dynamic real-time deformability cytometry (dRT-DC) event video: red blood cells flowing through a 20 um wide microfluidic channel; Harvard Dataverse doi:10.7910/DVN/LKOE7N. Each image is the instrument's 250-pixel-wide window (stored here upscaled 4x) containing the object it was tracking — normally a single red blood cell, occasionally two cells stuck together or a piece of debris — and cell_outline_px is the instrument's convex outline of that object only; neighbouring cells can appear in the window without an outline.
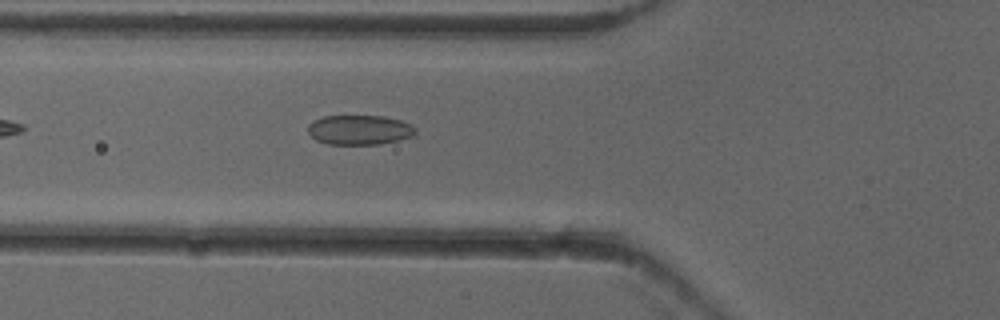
{"species": "common noctule bat (a hibernating species)", "species_latin": "Nyctalus noctula", "temperature_condition": "cold", "stored_images_in_passage": 35, "camera_frame_rate_fps": 3000, "um_per_image_px": 0.085, "animal": {"sex": "female"}, "frame": {"image": 1, "passage_image": 4, "time_ms": 1.0, "image_size_px": [1000, 320], "cell_outline_px": [[416, 132], [412, 136], [400, 140], [380, 144], [328, 144], [316, 140], [308, 132], [308, 124], [312, 120], [324, 116], [384, 116], [400, 120], [412, 124], [416, 128]], "centroid_in_image_um": [30.56, 11.03], "position_along_channel_um": 95.2, "area_um2": 18.73}}
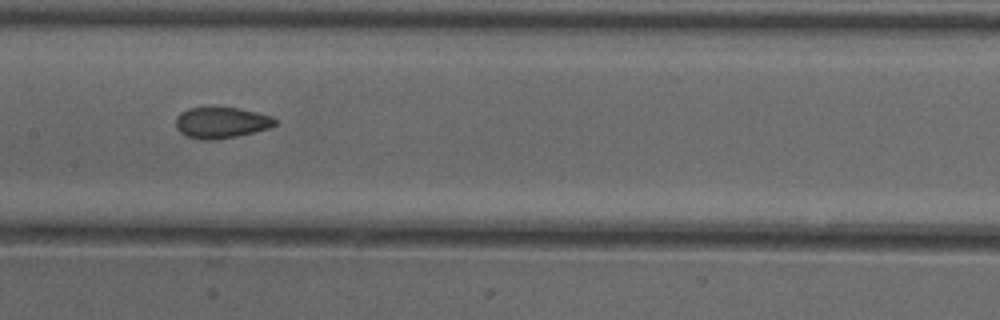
{"frame": {"image": 2, "passage_image": 11, "time_ms": 3.333, "image_size_px": [1000, 320], "cell_outline_px": [[276, 124], [268, 128], [236, 136], [212, 140], [200, 140], [188, 136], [180, 132], [176, 128], [176, 116], [180, 112], [188, 108], [240, 108], [272, 116], [276, 120]], "centroid_in_image_um": [18.78, 10.42], "position_along_channel_um": 188.6, "area_um2": 17.8}}
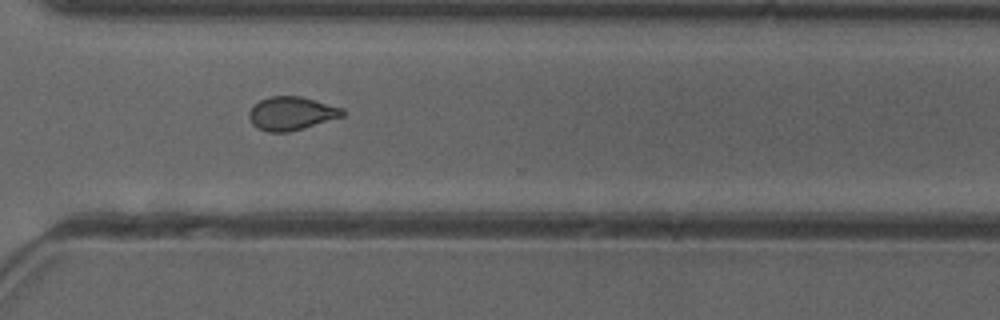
{"frame": {"image": 3, "passage_image": 23, "time_ms": 7.333, "image_size_px": [1000, 320], "cell_outline_px": [[344, 116], [288, 132], [268, 132], [256, 128], [252, 124], [248, 116], [248, 112], [260, 100], [268, 96], [300, 96], [316, 100], [344, 108]], "centroid_in_image_um": [24.76, 9.63], "position_along_channel_um": 345.8, "area_um2": 18.21}}